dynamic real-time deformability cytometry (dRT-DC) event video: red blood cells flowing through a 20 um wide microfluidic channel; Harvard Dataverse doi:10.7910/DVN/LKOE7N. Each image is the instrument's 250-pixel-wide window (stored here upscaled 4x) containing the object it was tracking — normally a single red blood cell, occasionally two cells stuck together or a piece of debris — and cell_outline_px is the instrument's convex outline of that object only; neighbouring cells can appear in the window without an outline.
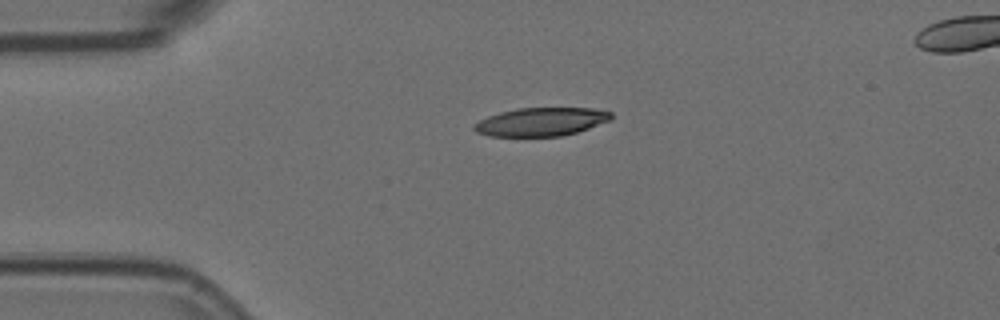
{"species": "Egyptian fruit bat (a non-hibernating species)", "species_latin": "Rousettus aegyptiacus", "temperature_condition": "room temperature", "stored_images_in_passage": 45, "segment_of_instrument_passage": [1, 2], "camera_frame_rate_fps": 3000, "um_per_image_px": 0.085, "animal": {"sex": "female"}, "frame": {"image": 1, "passage_image": 1, "time_ms": 0.0, "image_size_px": [1000, 320], "cell_outline_px": [[612, 120], [576, 132], [560, 136], [488, 136], [476, 132], [472, 128], [472, 124], [488, 116], [500, 112], [516, 108], [592, 108], [612, 112]], "centroid_in_image_um": [45.97, 10.35], "position_along_channel_um": 39.0, "area_um2": 22.72}}
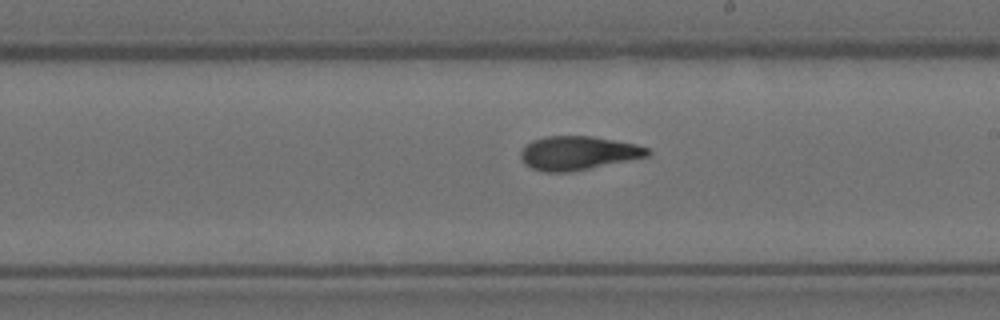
{"frame": {"image": 2, "passage_image": 20, "time_ms": 6.333, "image_size_px": [1000, 320], "cell_outline_px": [[652, 152], [648, 156], [572, 172], [544, 172], [532, 168], [524, 164], [520, 156], [520, 152], [532, 140], [548, 136], [592, 136], [636, 144], [648, 148]], "centroid_in_image_um": [49.13, 13.01], "position_along_channel_um": 239.9, "area_um2": 24.91}}
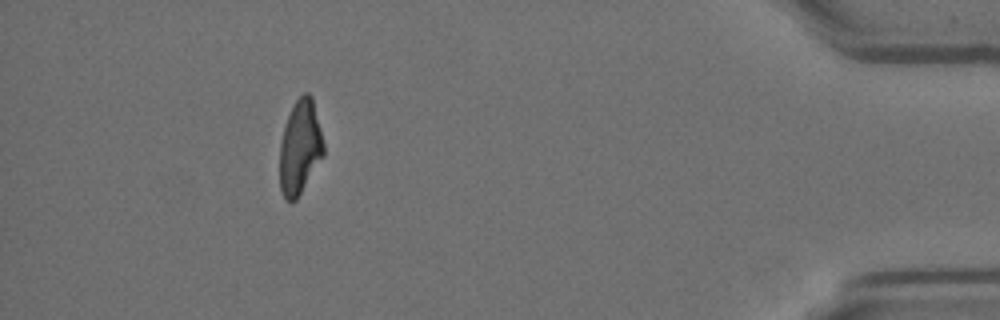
{"frame": {"image": 3, "passage_image": 39, "time_ms": 12.667, "image_size_px": [1000, 320], "cell_outline_px": [[324, 156], [296, 200], [284, 200], [280, 188], [280, 144], [284, 128], [288, 116], [296, 100], [304, 92], [308, 92], [312, 96], [324, 144]], "centroid_in_image_um": [25.51, 12.54], "position_along_channel_um": 409.7, "area_um2": 23.93}}